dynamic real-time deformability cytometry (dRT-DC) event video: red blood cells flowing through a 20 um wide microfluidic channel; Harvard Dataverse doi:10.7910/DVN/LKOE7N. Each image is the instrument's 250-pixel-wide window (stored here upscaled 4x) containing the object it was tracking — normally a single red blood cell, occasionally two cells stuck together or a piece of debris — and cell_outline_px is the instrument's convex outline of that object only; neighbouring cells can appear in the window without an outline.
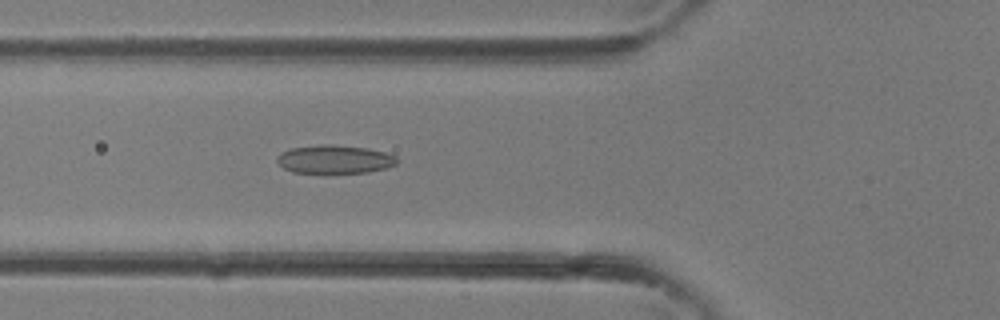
{"species": "common noctule bat (a hibernating species)", "species_latin": "Nyctalus noctula", "temperature_condition": "room temperature", "stored_images_in_passage": 37, "camera_frame_rate_fps": 3000, "um_per_image_px": 0.085, "animal": {"sex": "female"}, "frame": {"image": 1, "passage_image": 14, "time_ms": 4.333, "image_size_px": [1000, 320], "cell_outline_px": [[400, 160], [396, 164], [388, 168], [368, 172], [292, 172], [284, 168], [276, 160], [276, 156], [280, 152], [292, 148], [320, 144], [332, 144], [368, 148], [384, 152], [396, 156]], "centroid_in_image_um": [28.46, 13.52], "position_along_channel_um": 97.3, "area_um2": 19.88}}
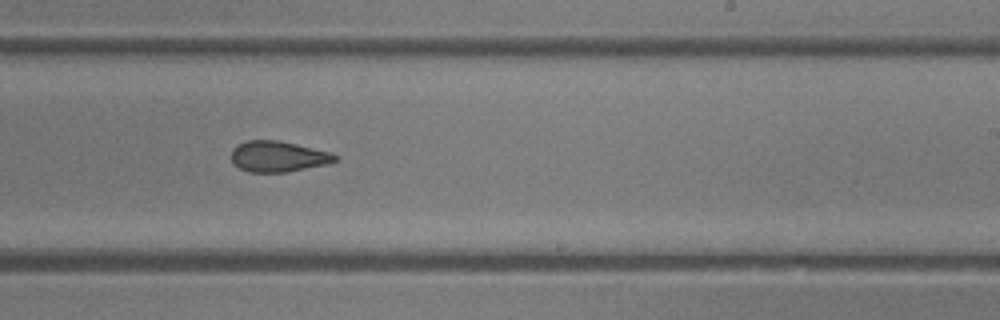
{"frame": {"image": 2, "passage_image": 23, "time_ms": 7.333, "image_size_px": [1000, 320], "cell_outline_px": [[340, 160], [328, 164], [288, 172], [248, 172], [240, 168], [232, 160], [232, 148], [236, 144], [248, 140], [276, 140], [296, 144], [332, 152], [340, 156]], "centroid_in_image_um": [23.7, 13.3], "position_along_channel_um": 265.3, "area_um2": 18.84}}
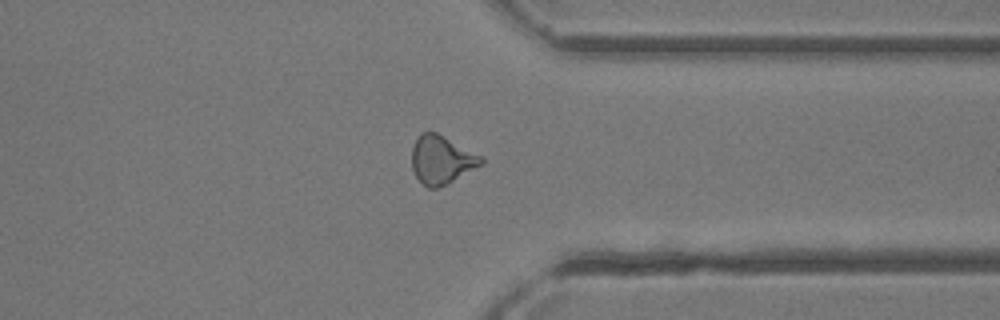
{"frame": {"image": 3, "passage_image": 29, "time_ms": 9.333, "image_size_px": [1000, 320], "cell_outline_px": [[484, 164], [448, 184], [436, 188], [428, 188], [416, 176], [412, 168], [412, 148], [420, 132], [436, 132], [484, 156]], "centroid_in_image_um": [37.57, 13.58], "position_along_channel_um": 373.8, "area_um2": 19.71}}